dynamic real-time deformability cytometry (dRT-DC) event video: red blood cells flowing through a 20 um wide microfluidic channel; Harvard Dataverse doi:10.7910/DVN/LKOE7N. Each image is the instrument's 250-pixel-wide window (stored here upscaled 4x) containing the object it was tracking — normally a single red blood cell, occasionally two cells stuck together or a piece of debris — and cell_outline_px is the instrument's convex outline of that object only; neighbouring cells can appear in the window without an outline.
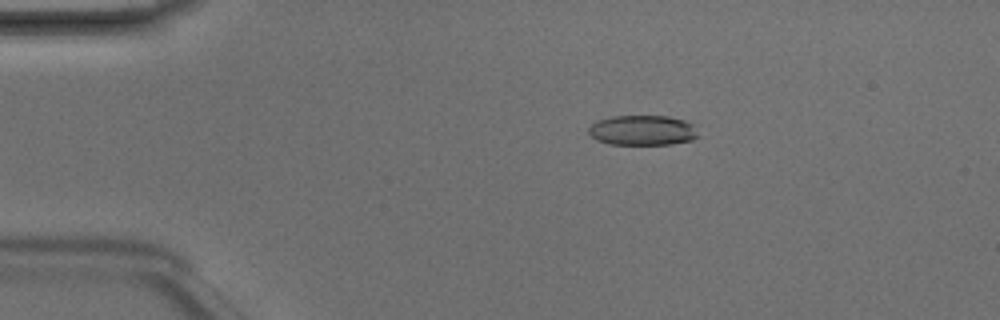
{"species": "Egyptian fruit bat (a non-hibernating species)", "species_latin": "Rousettus aegyptiacus", "temperature_condition": "room temperature", "stored_images_in_passage": 42, "camera_frame_rate_fps": 3000, "um_per_image_px": 0.085, "animal": {"sex": "male"}, "frame": {"image": 1, "passage_image": 3, "time_ms": 0.667, "image_size_px": [1000, 320], "cell_outline_px": [[700, 136], [692, 140], [672, 144], [608, 144], [596, 140], [588, 132], [588, 128], [596, 120], [612, 116], [668, 116], [684, 120], [692, 124]], "centroid_in_image_um": [54.61, 11.07], "position_along_channel_um": 30.4, "area_um2": 19.31}}
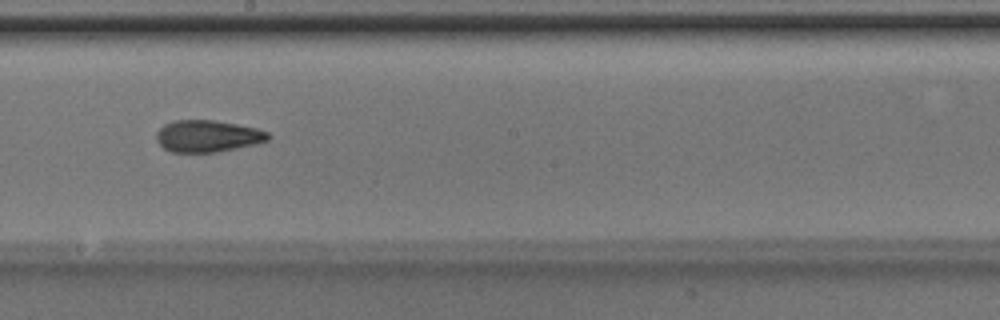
{"frame": {"image": 2, "passage_image": 21, "time_ms": 6.667, "image_size_px": [1000, 320], "cell_outline_px": [[272, 136], [268, 140], [256, 144], [216, 152], [172, 152], [164, 148], [156, 140], [156, 132], [164, 124], [172, 120], [216, 120], [256, 128], [268, 132]], "centroid_in_image_um": [17.64, 11.56], "position_along_channel_um": 230.6, "area_um2": 20.81}}
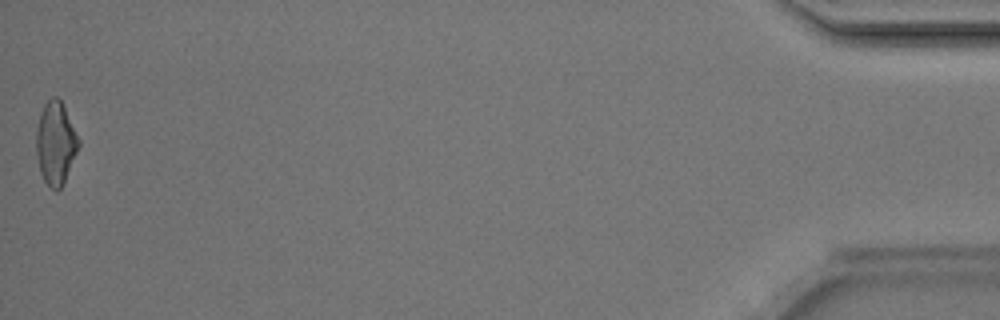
{"frame": {"image": 3, "passage_image": 42, "time_ms": 13.667, "image_size_px": [1000, 320], "cell_outline_px": [[80, 144], [64, 180], [60, 188], [56, 192], [44, 180], [40, 172], [36, 156], [36, 128], [40, 112], [44, 104], [52, 96], [56, 96], [60, 100], [80, 140]], "centroid_in_image_um": [4.7, 12.15], "position_along_channel_um": 430.5, "area_um2": 20.17}, "authors_computed_cell_mechanics": {"area_um2": 20.4034, "velocity_mm_per_s": 4.2323, "shape_relaxation_time_tau1_ms": 7.0463, "shape_relaxation_time_tau2_ms": 2.7195, "deformation_change_tau1": 0.1843, "deformation_change_tau2": 0.1049}}